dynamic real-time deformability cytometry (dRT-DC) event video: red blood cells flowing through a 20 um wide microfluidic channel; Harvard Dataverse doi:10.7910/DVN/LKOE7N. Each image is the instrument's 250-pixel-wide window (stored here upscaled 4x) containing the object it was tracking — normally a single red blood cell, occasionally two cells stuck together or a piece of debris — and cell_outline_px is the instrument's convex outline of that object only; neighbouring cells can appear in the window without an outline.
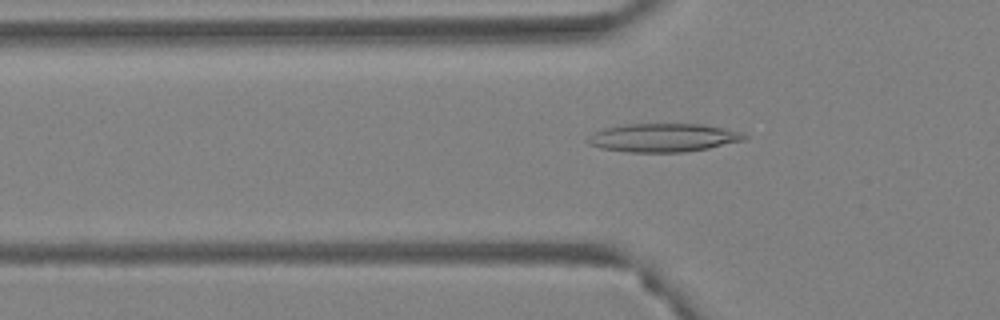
{"species": "Egyptian fruit bat (a non-hibernating species)", "species_latin": "Rousettus aegyptiacus", "temperature_condition": "warm", "stored_images_in_passage": 55, "camera_frame_rate_fps": 3000, "um_per_image_px": 0.085, "animal": {"sex": "female"}, "frame": {"image": 1, "passage_image": 19, "time_ms": 6.0, "image_size_px": [1000, 320], "cell_outline_px": [[748, 136], [744, 140], [708, 148], [684, 152], [628, 152], [600, 148], [588, 144], [584, 140], [592, 132], [604, 128], [624, 124], [700, 124], [724, 128], [740, 132]], "centroid_in_image_um": [56.3, 11.7], "position_along_channel_um": 69.5, "area_um2": 26.01}}
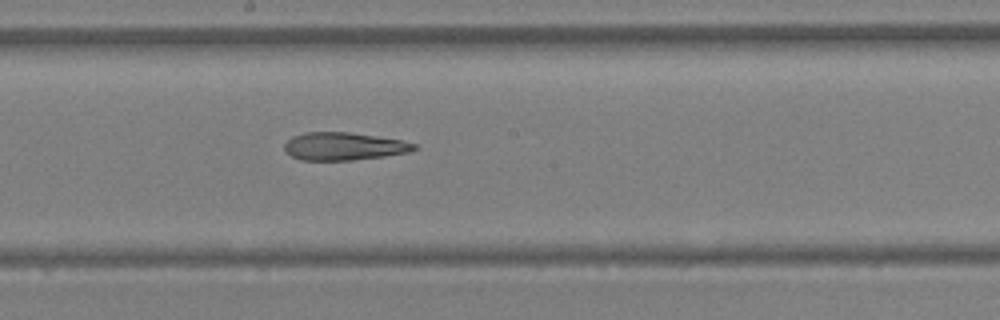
{"frame": {"image": 2, "passage_image": 31, "time_ms": 10.0, "image_size_px": [1000, 320], "cell_outline_px": [[420, 148], [408, 152], [384, 156], [352, 160], [300, 160], [292, 156], [284, 148], [284, 144], [292, 136], [304, 132], [348, 132], [400, 140], [420, 144]], "centroid_in_image_um": [29.25, 12.43], "position_along_channel_um": 219.0, "area_um2": 20.98}}
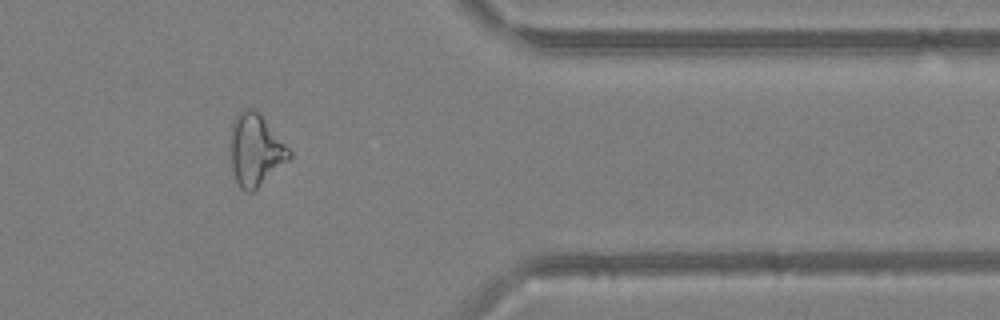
{"frame": {"image": 3, "passage_image": 46, "time_ms": 15.0, "image_size_px": [1000, 320], "cell_outline_px": [[292, 156], [288, 160], [252, 192], [248, 192], [240, 188], [236, 180], [232, 168], [228, 144], [232, 124], [236, 116], [244, 108], [252, 108], [264, 120], [292, 152]], "centroid_in_image_um": [21.67, 12.76], "position_along_channel_um": 389.7, "area_um2": 24.28}, "authors_computed_cell_mechanics": {"area_um2": 24.854, "velocity_mm_per_s": 3.7418, "shape_relaxation_time_tau1_ms": null, "shape_relaxation_time_tau2_ms": 7.0781, "deformation_change_tau1": null, "deformation_change_tau2": 0.222}}